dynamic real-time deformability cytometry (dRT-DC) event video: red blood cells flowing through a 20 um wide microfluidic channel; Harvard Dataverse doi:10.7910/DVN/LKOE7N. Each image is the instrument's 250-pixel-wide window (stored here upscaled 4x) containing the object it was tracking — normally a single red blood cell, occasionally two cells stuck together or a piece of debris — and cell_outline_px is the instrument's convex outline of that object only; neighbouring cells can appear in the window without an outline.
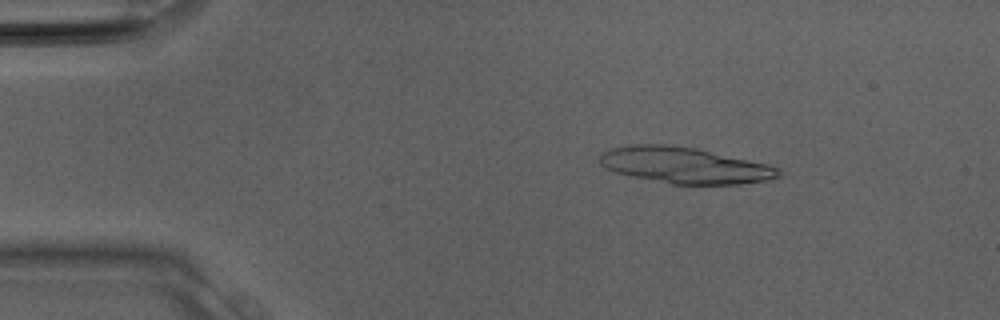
{"species": "Egyptian fruit bat (a non-hibernating species)", "species_latin": "Rousettus aegyptiacus", "temperature_condition": "room temperature", "stored_images_in_passage": 31, "segment_of_instrument_passage": [1, 2], "camera_frame_rate_fps": 3000, "um_per_image_px": 0.085, "animal": {"sex": "male"}, "frame": {"image": 1, "passage_image": 5, "time_ms": 1.333, "image_size_px": [1000, 320], "cell_outline_px": [[780, 176], [768, 180], [740, 184], [672, 184], [632, 176], [616, 172], [600, 164], [600, 156], [608, 148], [628, 144], [672, 144], [696, 148], [764, 164], [780, 168]], "centroid_in_image_um": [58.16, 14.04], "position_along_channel_um": 26.8, "area_um2": 37.4}}